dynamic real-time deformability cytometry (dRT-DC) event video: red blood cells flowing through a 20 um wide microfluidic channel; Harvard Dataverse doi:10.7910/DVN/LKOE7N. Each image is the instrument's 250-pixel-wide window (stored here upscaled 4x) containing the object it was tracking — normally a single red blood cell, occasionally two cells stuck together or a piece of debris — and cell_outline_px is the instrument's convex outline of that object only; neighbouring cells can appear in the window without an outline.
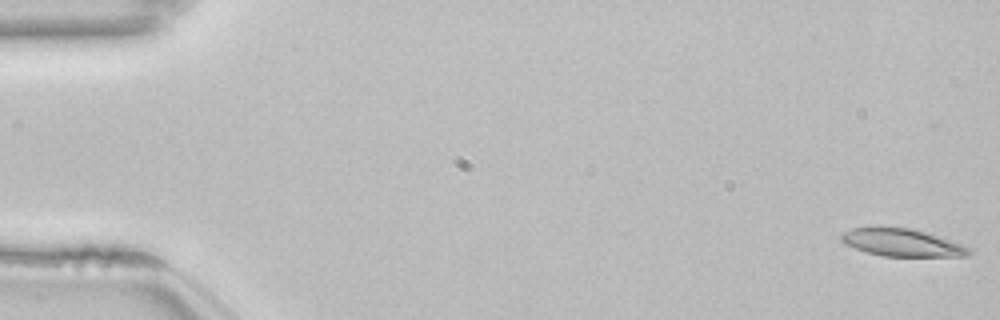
{"species": "common noctule bat (a hibernating species)", "species_latin": "Nyctalus noctula", "temperature_condition": "room temperature", "stored_images_in_passage": 53, "camera_frame_rate_fps": 3000, "um_per_image_px": 0.085, "animal": {"sex": "female", "body_mass_g": 22.7, "forearm_length_mm": 54.2}, "frame": {"image": 1, "passage_image": 1, "time_ms": 0.0, "image_size_px": [1000, 320], "cell_outline_px": [[972, 252], [968, 256], [880, 256], [844, 244], [840, 240], [840, 236], [844, 232], [852, 228], [872, 224], [880, 224], [912, 228], [928, 232], [964, 244], [972, 248]], "centroid_in_image_um": [76.66, 20.57], "position_along_channel_um": 8.3, "area_um2": 21.5}}
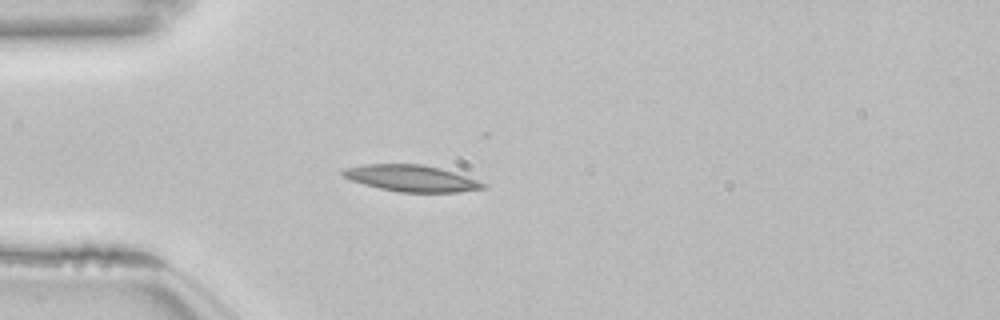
{"frame": {"image": 2, "passage_image": 15, "time_ms": 4.667, "image_size_px": [1000, 320], "cell_outline_px": [[488, 188], [460, 192], [400, 192], [380, 188], [364, 184], [352, 180], [344, 176], [340, 172], [344, 168], [364, 164], [420, 164], [440, 168], [488, 184]], "centroid_in_image_um": [34.98, 15.16], "position_along_channel_um": 50.0, "area_um2": 21.44}}
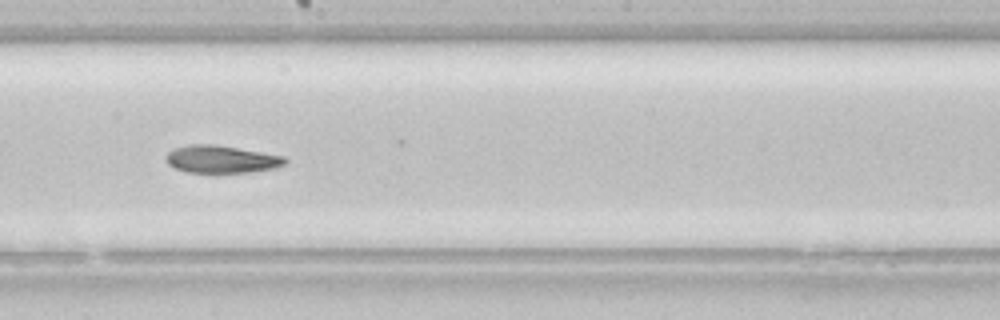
{"frame": {"image": 3, "passage_image": 30, "time_ms": 9.667, "image_size_px": [1000, 320], "cell_outline_px": [[288, 164], [276, 168], [248, 172], [184, 172], [172, 168], [164, 160], [164, 156], [168, 152], [176, 148], [188, 144], [216, 144], [284, 156], [288, 160]], "centroid_in_image_um": [18.8, 13.53], "position_along_channel_um": 229.4, "area_um2": 19.36}, "authors_computed_cell_mechanics": {"area_um2": 20.4612, "velocity_mm_per_s": 3.8385, "shape_relaxation_time_tau1_ms": null, "shape_relaxation_time_tau2_ms": 5.2705, "deformation_change_tau1": null, "deformation_change_tau2": 0.1236}}